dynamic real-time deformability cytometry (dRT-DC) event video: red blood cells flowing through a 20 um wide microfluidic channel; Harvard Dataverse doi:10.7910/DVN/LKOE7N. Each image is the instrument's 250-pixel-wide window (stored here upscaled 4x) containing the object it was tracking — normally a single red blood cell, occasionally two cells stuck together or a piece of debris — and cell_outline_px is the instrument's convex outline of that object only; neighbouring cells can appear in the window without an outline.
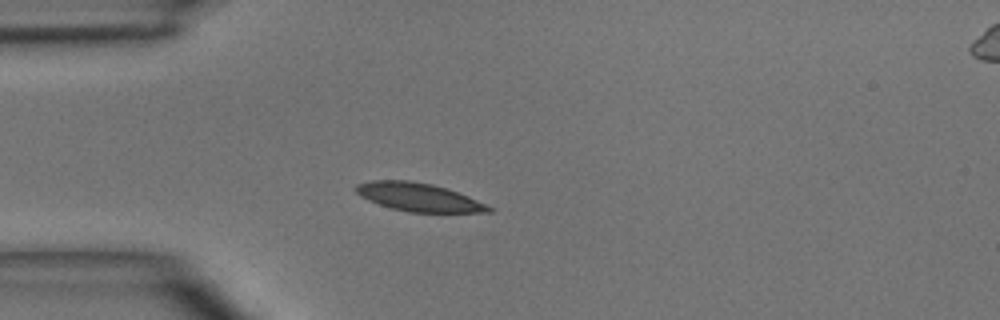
{"species": "common noctule bat (a hibernating species)", "species_latin": "Nyctalus noctula", "temperature_condition": "room temperature", "stored_images_in_passage": 3, "camera_frame_rate_fps": 3000, "um_per_image_px": 0.085, "animal": {"sex": "male", "body_mass_g": 15.6}, "frame": {"image": 1, "passage_image": 3, "time_ms": 2.333, "image_size_px": [1000, 320], "cell_outline_px": [[496, 208], [492, 212], [408, 212], [392, 208], [368, 200], [360, 196], [352, 188], [356, 184], [372, 180], [408, 180], [432, 184], [468, 196]], "centroid_in_image_um": [35.57, 16.75], "position_along_channel_um": 49.4, "area_um2": 21.85}}